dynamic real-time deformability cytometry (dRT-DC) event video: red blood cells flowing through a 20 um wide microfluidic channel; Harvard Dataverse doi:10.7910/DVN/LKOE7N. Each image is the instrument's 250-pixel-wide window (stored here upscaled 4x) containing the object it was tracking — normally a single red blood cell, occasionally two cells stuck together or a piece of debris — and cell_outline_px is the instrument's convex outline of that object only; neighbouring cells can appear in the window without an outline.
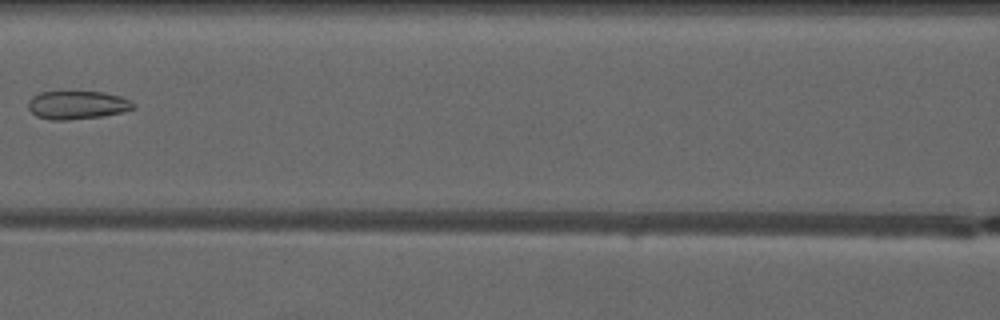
{"species": "common noctule bat (a hibernating species)", "species_latin": "Nyctalus noctula", "temperature_condition": "warm", "stored_images_in_passage": 7, "camera_frame_rate_fps": 3000, "um_per_image_px": 0.085, "animal": {"sex": "male", "forearm_length_mm": 52.5}, "frame": {"image": 1, "passage_image": 7, "time_ms": 7.667, "image_size_px": [1000, 320], "cell_outline_px": [[136, 108], [120, 112], [100, 116], [64, 120], [52, 120], [36, 116], [28, 108], [28, 100], [32, 96], [40, 92], [64, 88], [104, 92], [120, 96], [132, 100], [136, 104]], "centroid_in_image_um": [6.54, 8.85], "position_along_channel_um": 160.1, "area_um2": 18.21}}